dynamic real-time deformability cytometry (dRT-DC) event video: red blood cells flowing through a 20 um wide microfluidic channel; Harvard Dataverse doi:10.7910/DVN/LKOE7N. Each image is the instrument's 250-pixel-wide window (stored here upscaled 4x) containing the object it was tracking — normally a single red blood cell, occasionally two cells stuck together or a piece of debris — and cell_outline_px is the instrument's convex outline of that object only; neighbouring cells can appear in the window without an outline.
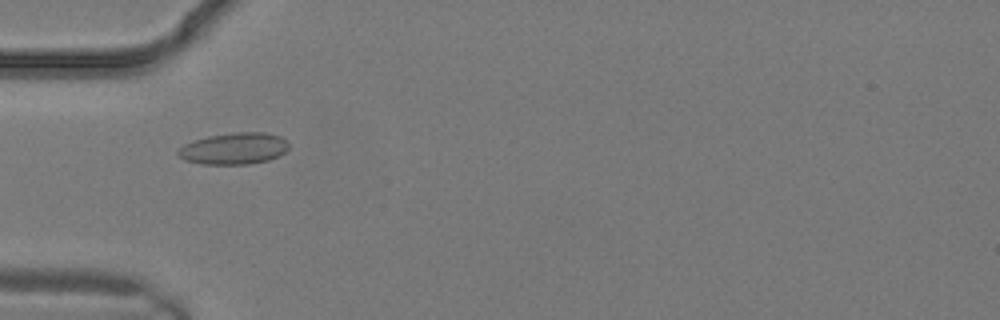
{"species": "common noctule bat (a hibernating species)", "species_latin": "Nyctalus noctula", "temperature_condition": "warm", "stored_images_in_passage": 1, "camera_frame_rate_fps": 3000, "um_per_image_px": 0.085, "animal": {"sex": "male", "body_mass_g": 19.2, "forearm_length_mm": 51.8}, "frame": {"image": 1, "passage_image": 1, "time_ms": 0.0, "image_size_px": [1000, 320], "cell_outline_px": [[288, 148], [280, 156], [268, 160], [248, 164], [200, 164], [184, 160], [176, 152], [184, 144], [208, 136], [232, 132], [264, 132], [280, 136], [288, 140]], "centroid_in_image_um": [19.91, 12.62], "position_along_channel_um": 65.1, "area_um2": 20.46}}